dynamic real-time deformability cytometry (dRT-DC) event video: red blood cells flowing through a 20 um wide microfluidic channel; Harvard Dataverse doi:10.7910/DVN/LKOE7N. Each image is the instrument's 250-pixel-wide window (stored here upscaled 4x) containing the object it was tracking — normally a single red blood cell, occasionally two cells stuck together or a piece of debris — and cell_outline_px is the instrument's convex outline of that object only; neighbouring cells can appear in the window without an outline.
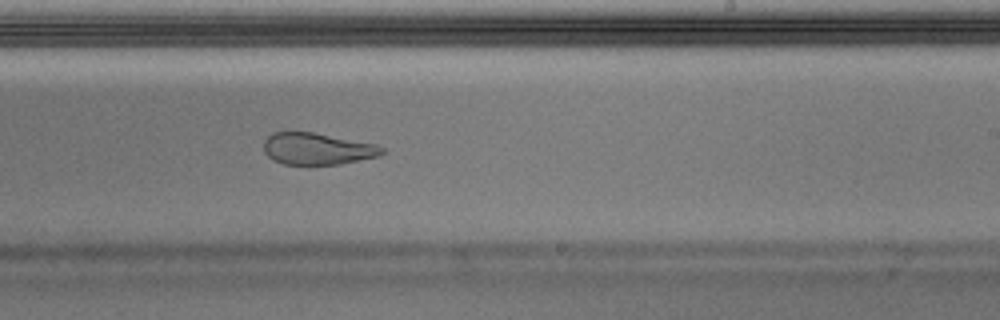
{"species": "Egyptian fruit bat (a non-hibernating species)", "species_latin": "Rousettus aegyptiacus", "temperature_condition": "warm", "stored_images_in_passage": 36, "camera_frame_rate_fps": 3000, "um_per_image_px": 0.085, "animal": {"sex": "male"}, "frame": {"image": 1, "passage_image": 21, "time_ms": 6.667, "image_size_px": [1000, 320], "cell_outline_px": [[384, 152], [380, 156], [340, 164], [284, 164], [272, 160], [264, 152], [264, 140], [272, 132], [312, 132], [376, 144], [384, 148]], "centroid_in_image_um": [26.96, 12.65], "position_along_channel_um": 262.0, "area_um2": 21.85}, "authors_computed_cell_mechanics": {"area_um2": 23.9292, "velocity_mm_per_s": 3.9902, "shape_relaxation_time_tau1_ms": null, "shape_relaxation_time_tau2_ms": 1.6825, "deformation_change_tau1": null, "deformation_change_tau2": 0.0928}}